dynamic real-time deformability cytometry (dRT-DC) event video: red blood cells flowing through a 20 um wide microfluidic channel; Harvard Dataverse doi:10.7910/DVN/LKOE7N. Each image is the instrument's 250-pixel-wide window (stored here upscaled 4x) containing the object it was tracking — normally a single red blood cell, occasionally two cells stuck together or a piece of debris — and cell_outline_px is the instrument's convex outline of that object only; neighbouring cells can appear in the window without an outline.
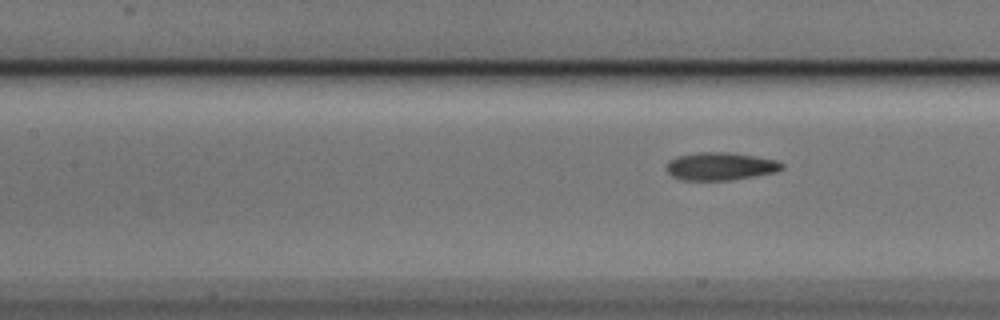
{"species": "Egyptian fruit bat (a non-hibernating species)", "species_latin": "Rousettus aegyptiacus", "temperature_condition": "cold", "stored_images_in_passage": 5, "segment_of_instrument_passage": [2, 2], "camera_frame_rate_fps": 3000, "um_per_image_px": 0.085, "animal": {"sex": "male"}, "frame": {"image": 1, "passage_image": 5, "time_ms": 1.333, "image_size_px": [1000, 320], "cell_outline_px": [[784, 168], [776, 172], [728, 180], [680, 180], [672, 176], [668, 172], [668, 160], [676, 156], [700, 152], [728, 152], [776, 160], [784, 164]], "centroid_in_image_um": [61.22, 14.13], "position_along_channel_um": 146.2, "area_um2": 18.55}}